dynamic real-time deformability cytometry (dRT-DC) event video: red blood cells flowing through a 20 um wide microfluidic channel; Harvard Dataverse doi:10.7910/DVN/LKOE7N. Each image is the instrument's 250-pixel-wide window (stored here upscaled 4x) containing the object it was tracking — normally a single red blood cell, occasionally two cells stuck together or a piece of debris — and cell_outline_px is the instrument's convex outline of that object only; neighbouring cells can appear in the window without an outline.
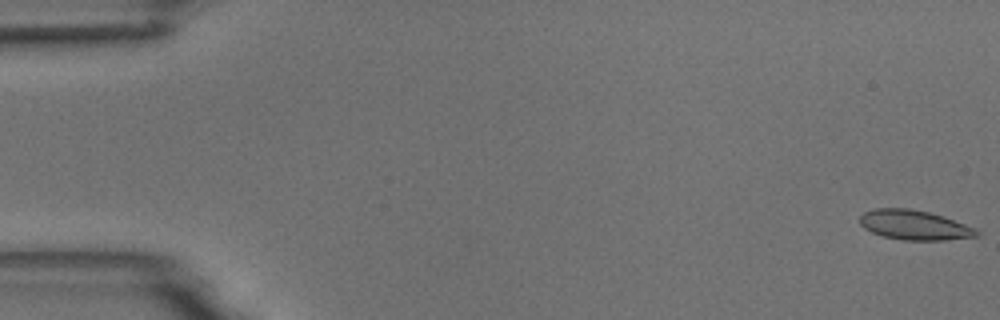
{"species": "common noctule bat (a hibernating species)", "species_latin": "Nyctalus noctula", "temperature_condition": "room temperature", "stored_images_in_passage": 15, "camera_frame_rate_fps": 3000, "um_per_image_px": 0.085, "animal": {"sex": "male", "body_mass_g": 18.8}, "frame": {"image": 1, "passage_image": 1, "time_ms": 0.0, "image_size_px": [1000, 320], "cell_outline_px": [[980, 236], [944, 240], [904, 240], [880, 236], [864, 228], [860, 224], [860, 216], [864, 212], [876, 208], [908, 208], [928, 212], [944, 216], [976, 228], [980, 232]], "centroid_in_image_um": [77.73, 19.13], "position_along_channel_um": 7.3, "area_um2": 20.35}}
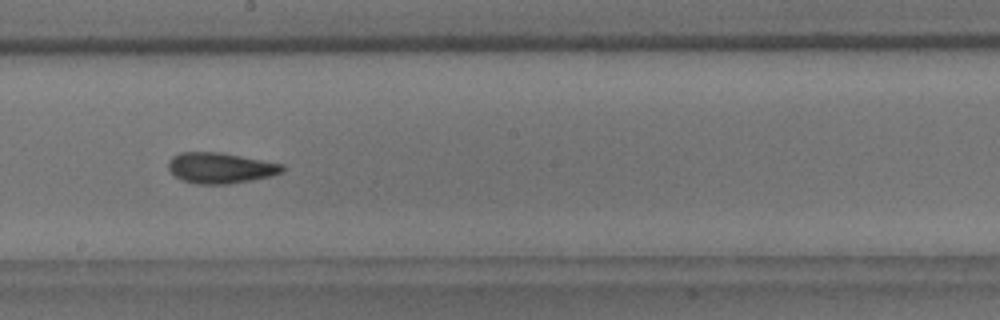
{"frame": {"image": 2, "passage_image": 9, "time_ms": 10.0, "image_size_px": [1000, 320], "cell_outline_px": [[288, 168], [284, 172], [252, 180], [228, 184], [196, 184], [180, 180], [168, 168], [168, 160], [172, 156], [180, 152], [220, 152], [284, 164]], "centroid_in_image_um": [18.75, 14.27], "position_along_channel_um": 229.5, "area_um2": 20.58}}
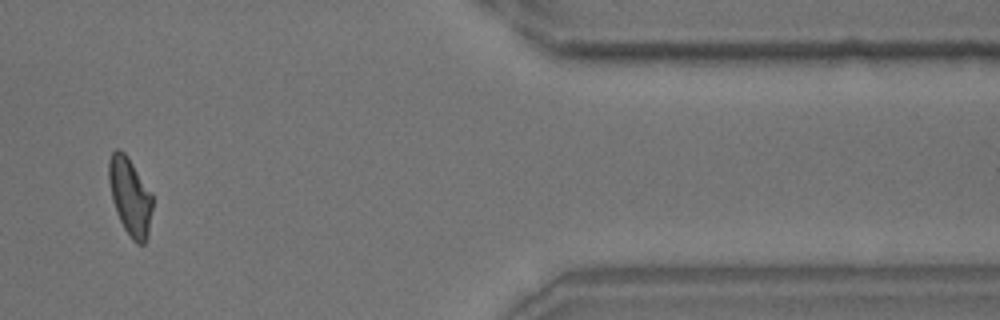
{"frame": {"image": 3, "passage_image": 13, "time_ms": 15.667, "image_size_px": [1000, 320], "cell_outline_px": [[152, 208], [148, 236], [144, 244], [136, 244], [132, 240], [124, 228], [116, 212], [112, 200], [108, 180], [108, 160], [112, 152], [116, 148], [120, 148], [128, 156], [152, 192]], "centroid_in_image_um": [11.05, 16.67], "position_along_channel_um": 400.4, "area_um2": 20.06}, "authors_computed_cell_mechanics": {"area_um2": 20.0566, "velocity_mm_per_s": 3.6898, "shape_relaxation_time_tau1_ms": 6.06, "shape_relaxation_time_tau2_ms": 1.6012, "deformation_change_tau1": 0.1385, "deformation_change_tau2": 0.0642}}